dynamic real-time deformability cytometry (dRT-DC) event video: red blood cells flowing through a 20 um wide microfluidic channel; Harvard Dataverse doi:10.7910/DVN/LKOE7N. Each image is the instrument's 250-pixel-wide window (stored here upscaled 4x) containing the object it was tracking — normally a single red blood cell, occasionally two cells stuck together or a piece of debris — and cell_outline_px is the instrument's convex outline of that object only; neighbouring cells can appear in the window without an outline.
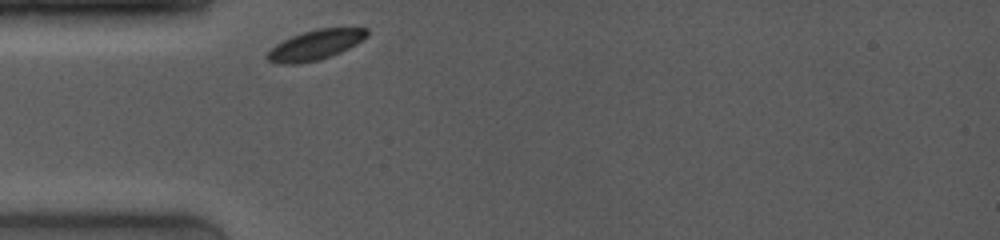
{"species": "common noctule bat (a hibernating species)", "species_latin": "Nyctalus noctula", "temperature_condition": "room temperature", "stored_images_in_passage": 54, "camera_frame_rate_fps": 4000, "um_per_image_px": 0.085, "animal": {"sex": "female", "body_mass_g": 19.0, "forearm_length_mm": 53.3}, "frame": {"image": 1, "passage_image": 1, "time_ms": 0.0, "image_size_px": [1000, 240], "cell_outline_px": [[368, 36], [364, 40], [340, 52], [316, 60], [296, 64], [280, 64], [268, 60], [264, 56], [276, 44], [292, 36], [304, 32], [320, 28], [368, 28]], "centroid_in_image_um": [26.81, 3.81], "position_along_channel_um": 58.2, "area_um2": 17.11}}
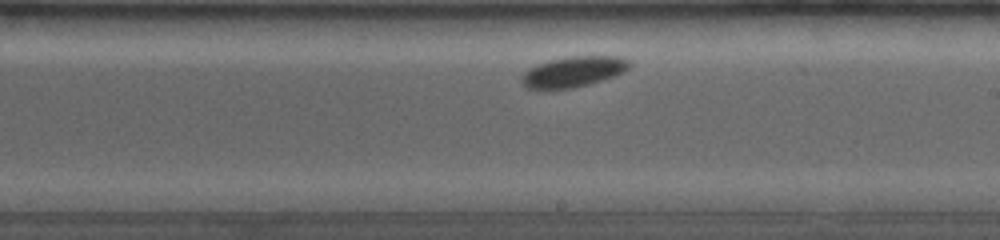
{"frame": {"image": 2, "passage_image": 28, "time_ms": 5.0, "image_size_px": [1000, 240], "cell_outline_px": [[632, 64], [628, 68], [612, 76], [588, 84], [572, 88], [528, 88], [520, 80], [520, 76], [528, 68], [536, 64], [548, 60], [568, 56], [620, 56], [628, 60]], "centroid_in_image_um": [48.69, 6.07], "position_along_channel_um": 240.3, "area_um2": 18.96}}
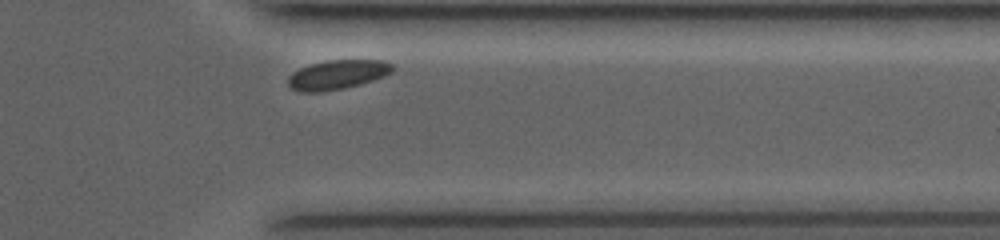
{"frame": {"image": 3, "passage_image": 49, "time_ms": 8.75, "image_size_px": [1000, 240], "cell_outline_px": [[396, 68], [392, 72], [384, 76], [360, 84], [344, 88], [320, 92], [300, 92], [292, 88], [288, 84], [288, 76], [292, 72], [300, 68], [312, 64], [328, 60], [384, 60], [392, 64]], "centroid_in_image_um": [28.69, 6.34], "position_along_channel_um": 382.7, "area_um2": 17.86}}